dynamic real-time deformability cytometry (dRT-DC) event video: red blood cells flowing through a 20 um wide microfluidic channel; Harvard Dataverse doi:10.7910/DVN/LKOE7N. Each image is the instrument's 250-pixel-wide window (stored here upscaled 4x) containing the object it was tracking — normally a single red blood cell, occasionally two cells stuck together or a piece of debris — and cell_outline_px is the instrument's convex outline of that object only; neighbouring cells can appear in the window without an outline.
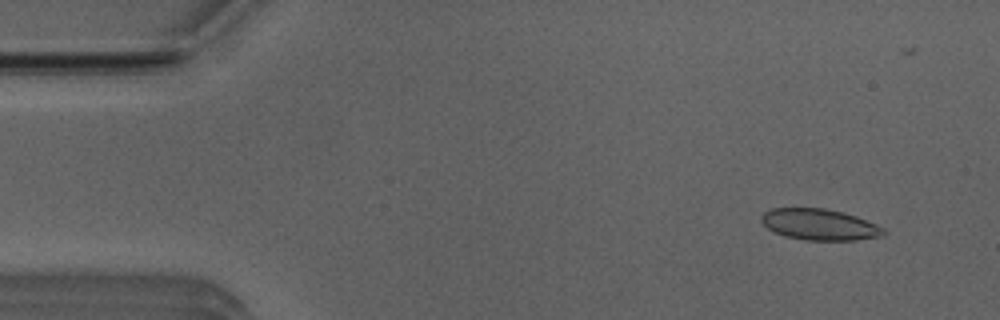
{"species": "Egyptian fruit bat (a non-hibernating species)", "species_latin": "Rousettus aegyptiacus", "temperature_condition": "room temperature", "stored_images_in_passage": 52, "segment_of_instrument_passage": [1, 2], "camera_frame_rate_fps": 3000, "um_per_image_px": 0.085, "animal": {"sex": "male"}, "frame": {"image": 1, "passage_image": 4, "time_ms": 1.0, "image_size_px": [1000, 320], "cell_outline_px": [[888, 232], [884, 236], [856, 240], [804, 240], [784, 236], [768, 228], [760, 220], [760, 216], [764, 212], [772, 208], [824, 208], [844, 212], [856, 216], [876, 224], [884, 228]], "centroid_in_image_um": [69.69, 19.08], "position_along_channel_um": 15.3, "area_um2": 22.37}}
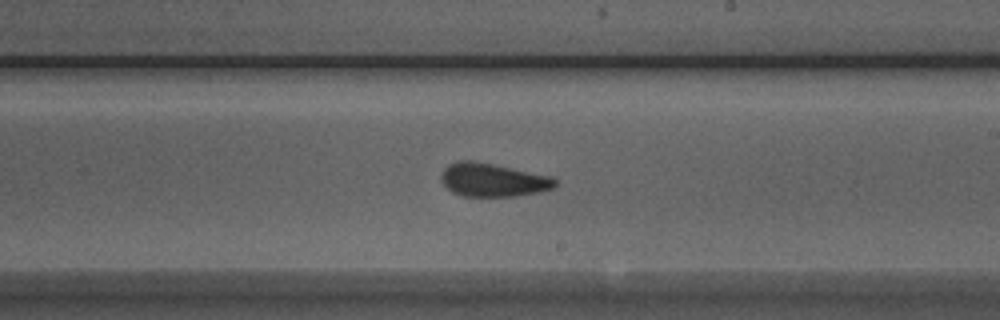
{"frame": {"image": 2, "passage_image": 29, "time_ms": 9.333, "image_size_px": [1000, 320], "cell_outline_px": [[556, 188], [540, 192], [516, 196], [464, 196], [452, 192], [440, 180], [440, 176], [444, 168], [448, 164], [460, 160], [472, 160], [552, 176], [556, 180]], "centroid_in_image_um": [41.9, 15.29], "position_along_channel_um": 247.1, "area_um2": 22.25}}
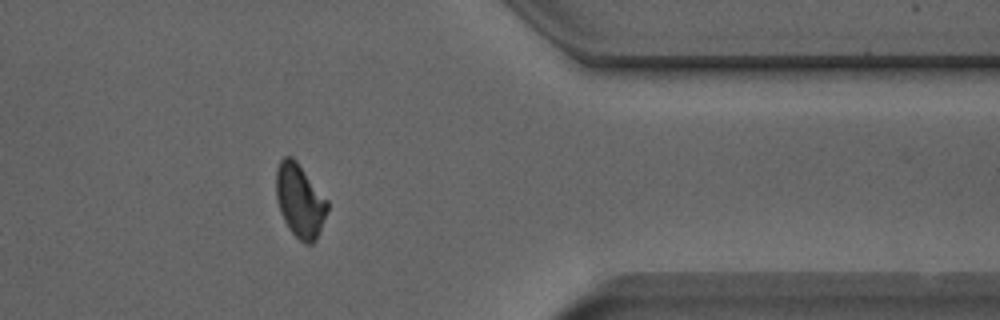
{"frame": {"image": 3, "passage_image": 41, "time_ms": 13.333, "image_size_px": [1000, 320], "cell_outline_px": [[328, 208], [316, 240], [312, 244], [304, 244], [288, 228], [280, 212], [276, 200], [276, 172], [280, 160], [284, 156], [292, 156], [296, 160], [328, 200]], "centroid_in_image_um": [25.48, 17.05], "position_along_channel_um": 385.9, "area_um2": 21.91}}